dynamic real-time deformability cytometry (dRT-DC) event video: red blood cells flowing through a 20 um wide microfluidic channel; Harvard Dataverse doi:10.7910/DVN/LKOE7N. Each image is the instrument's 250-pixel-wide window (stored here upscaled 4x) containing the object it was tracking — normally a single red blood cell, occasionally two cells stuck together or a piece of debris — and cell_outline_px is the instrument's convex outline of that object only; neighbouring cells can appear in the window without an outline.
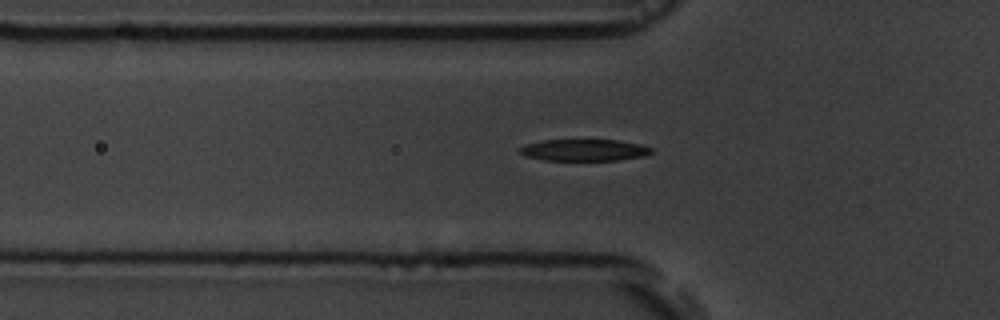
{"species": "common noctule bat (a hibernating species)", "species_latin": "Nyctalus noctula", "temperature_condition": "room temperature", "stored_images_in_passage": 6, "segment_of_instrument_passage": [2, 2], "camera_frame_rate_fps": 3000, "um_per_image_px": 0.085, "animal": {"sex": "male", "body_mass_g": 19.5, "forearm_length_mm": 54.6}, "frame": {"image": 1, "passage_image": 6, "time_ms": 6.0, "image_size_px": [1000, 320], "cell_outline_px": [[652, 152], [644, 156], [616, 160], [544, 160], [524, 156], [520, 152], [520, 148], [524, 144], [544, 140], [616, 140], [640, 144], [652, 148]], "centroid_in_image_um": [49.63, 12.75], "position_along_channel_um": 76.2, "area_um2": 16.53}}